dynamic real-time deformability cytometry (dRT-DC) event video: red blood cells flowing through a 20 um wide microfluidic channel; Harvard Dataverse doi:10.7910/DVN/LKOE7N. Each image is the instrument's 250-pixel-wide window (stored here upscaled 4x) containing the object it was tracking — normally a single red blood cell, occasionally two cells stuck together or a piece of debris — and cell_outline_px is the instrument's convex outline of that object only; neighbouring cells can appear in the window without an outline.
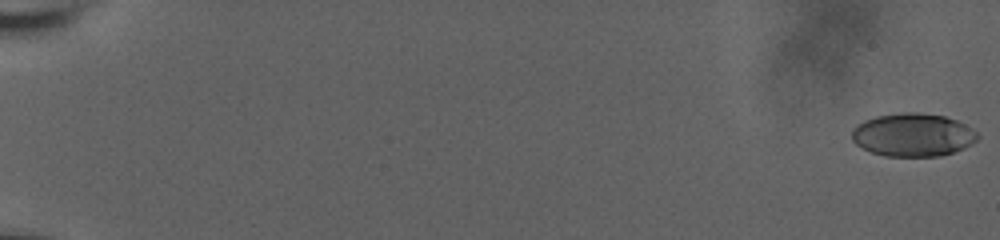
{"species": "human", "species_latin": "Homo sapiens", "temperature_condition": "room temperature", "stored_images_in_passage": 60, "camera_frame_rate_fps": 3000, "um_per_image_px": 0.085, "donor": {"sex": "male"}, "frame": {"image": 1, "passage_image": 1, "time_ms": 0.0, "image_size_px": [1000, 240], "cell_outline_px": [[980, 136], [972, 144], [964, 148], [940, 156], [884, 156], [872, 152], [856, 144], [852, 140], [852, 128], [864, 120], [876, 116], [904, 112], [920, 112], [944, 116], [956, 120], [972, 128]], "centroid_in_image_um": [77.6, 11.46], "position_along_channel_um": 7.4, "area_um2": 31.62}}
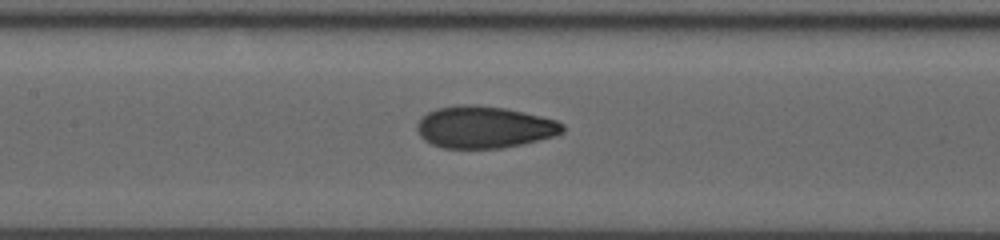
{"frame": {"image": 2, "passage_image": 32, "time_ms": 10.333, "image_size_px": [1000, 240], "cell_outline_px": [[564, 132], [552, 136], [520, 144], [500, 148], [444, 148], [432, 144], [424, 140], [420, 136], [416, 128], [416, 124], [428, 112], [436, 108], [460, 104], [476, 104], [504, 108], [524, 112], [556, 120], [564, 124]], "centroid_in_image_um": [41.13, 10.79], "position_along_channel_um": 166.3, "area_um2": 35.43}}
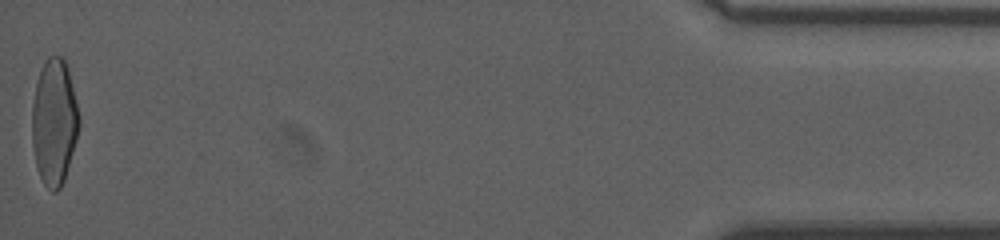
{"frame": {"image": 3, "passage_image": 60, "time_ms": 19.667, "image_size_px": [1000, 240], "cell_outline_px": [[80, 124], [76, 140], [64, 180], [60, 188], [56, 192], [52, 192], [44, 184], [36, 168], [32, 144], [32, 104], [36, 84], [44, 60], [48, 56], [60, 56], [64, 60], [68, 68], [80, 116]], "centroid_in_image_um": [4.6, 10.38], "position_along_channel_um": 430.6, "area_um2": 34.68}, "authors_computed_cell_mechanics": {"area_um2": 33.9864, "velocity_mm_per_s": 3.7384, "shape_relaxation_time_tau1_ms": 6.7913, "shape_relaxation_time_tau2_ms": 0.8771, "deformation_change_tau1": 0.2143, "deformation_change_tau2": 0.0651}}